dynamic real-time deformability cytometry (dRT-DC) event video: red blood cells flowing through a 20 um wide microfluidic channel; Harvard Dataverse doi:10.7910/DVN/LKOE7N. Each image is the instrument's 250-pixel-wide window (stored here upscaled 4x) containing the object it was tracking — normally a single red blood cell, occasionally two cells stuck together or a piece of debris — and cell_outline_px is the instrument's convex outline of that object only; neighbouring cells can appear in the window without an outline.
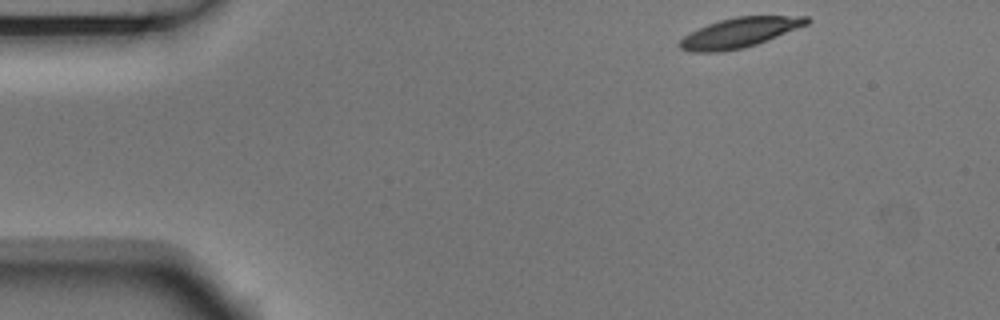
{"species": "Egyptian fruit bat (a non-hibernating species)", "species_latin": "Rousettus aegyptiacus", "temperature_condition": "room temperature", "stored_images_in_passage": 7, "camera_frame_rate_fps": 3000, "um_per_image_px": 0.085, "animal": {"sex": "male"}, "frame": {"image": 1, "passage_image": 1, "time_ms": 0.0, "image_size_px": [1000, 320], "cell_outline_px": [[812, 20], [808, 24], [756, 44], [744, 48], [720, 52], [692, 52], [680, 48], [676, 44], [688, 32], [708, 24], [720, 20], [736, 16], [808, 16]], "centroid_in_image_um": [62.82, 2.77], "position_along_channel_um": 22.2, "area_um2": 22.08}}
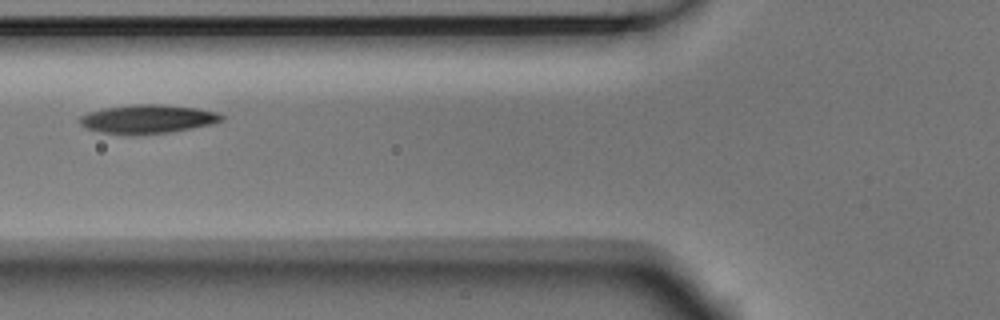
{"frame": {"image": 2, "passage_image": 5, "time_ms": 1.333, "image_size_px": [1000, 320], "cell_outline_px": [[224, 120], [212, 124], [168, 132], [136, 136], [124, 136], [100, 132], [88, 128], [80, 124], [80, 116], [88, 112], [104, 108], [128, 104], [164, 104], [196, 108], [216, 112], [224, 116]], "centroid_in_image_um": [12.52, 10.13], "position_along_channel_um": 113.3, "area_um2": 24.1}}
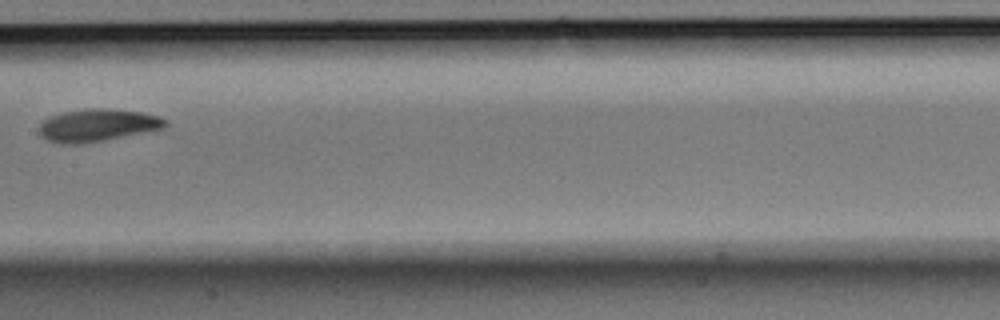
{"frame": {"image": 3, "passage_image": 7, "time_ms": 2.0, "image_size_px": [1000, 320], "cell_outline_px": [[168, 124], [164, 128], [104, 140], [76, 144], [60, 144], [48, 140], [40, 136], [40, 124], [44, 120], [52, 116], [64, 112], [84, 108], [112, 108], [140, 112], [160, 116], [168, 120]], "centroid_in_image_um": [8.31, 10.63], "position_along_channel_um": 199.1, "area_um2": 23.87}}